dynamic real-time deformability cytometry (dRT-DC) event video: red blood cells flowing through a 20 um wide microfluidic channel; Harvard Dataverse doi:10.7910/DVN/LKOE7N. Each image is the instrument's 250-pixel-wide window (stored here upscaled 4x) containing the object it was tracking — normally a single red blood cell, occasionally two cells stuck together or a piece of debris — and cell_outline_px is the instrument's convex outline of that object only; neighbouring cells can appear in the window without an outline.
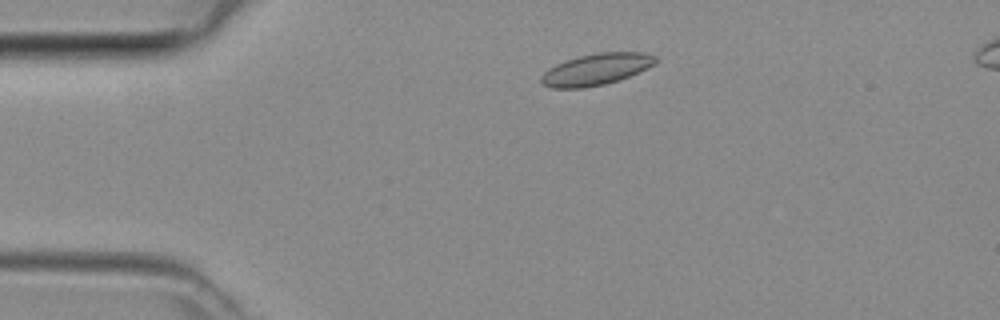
{"species": "common noctule bat (a hibernating species)", "species_latin": "Nyctalus noctula", "temperature_condition": "room temperature", "stored_images_in_passage": 42, "camera_frame_rate_fps": 3000, "um_per_image_px": 0.085, "animal": {"sex": "female", "body_mass_g": 29.2, "forearm_length_mm": 56.3}, "frame": {"image": 1, "passage_image": 5, "time_ms": 1.333, "image_size_px": [1000, 320], "cell_outline_px": [[656, 60], [648, 68], [628, 76], [604, 84], [584, 88], [552, 88], [540, 84], [540, 76], [548, 68], [564, 60], [580, 56], [600, 52], [644, 52], [656, 56]], "centroid_in_image_um": [50.61, 5.89], "position_along_channel_um": 34.4, "area_um2": 20.92}}
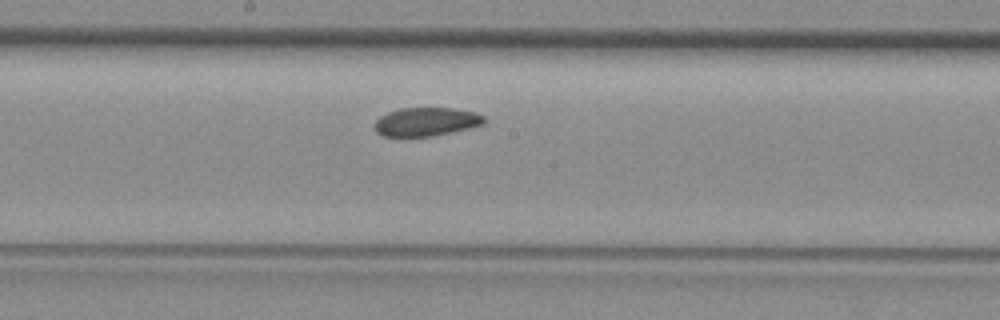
{"frame": {"image": 2, "passage_image": 20, "time_ms": 6.333, "image_size_px": [1000, 320], "cell_outline_px": [[484, 124], [468, 128], [432, 136], [384, 136], [376, 132], [372, 124], [380, 116], [388, 112], [400, 108], [456, 108], [476, 112], [484, 116]], "centroid_in_image_um": [36.2, 10.34], "position_along_channel_um": 212.0, "area_um2": 18.26}}
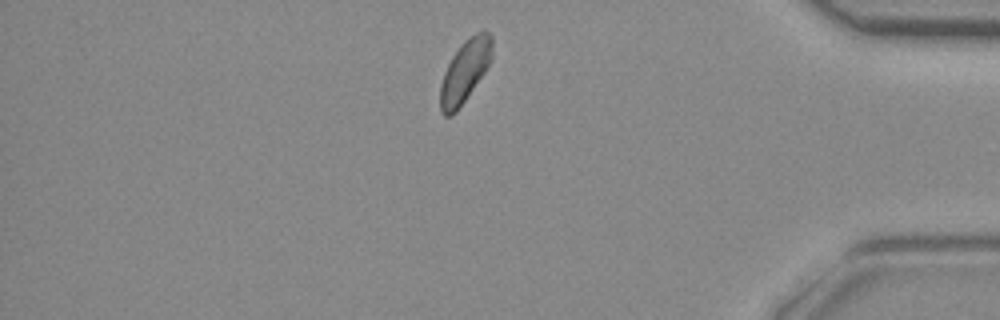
{"frame": {"image": 3, "passage_image": 35, "time_ms": 11.333, "image_size_px": [1000, 320], "cell_outline_px": [[492, 60], [484, 72], [456, 112], [452, 116], [444, 116], [440, 112], [440, 84], [444, 72], [452, 56], [476, 32], [484, 28], [492, 36]], "centroid_in_image_um": [39.52, 6.07], "position_along_channel_um": 395.7, "area_um2": 18.55}}